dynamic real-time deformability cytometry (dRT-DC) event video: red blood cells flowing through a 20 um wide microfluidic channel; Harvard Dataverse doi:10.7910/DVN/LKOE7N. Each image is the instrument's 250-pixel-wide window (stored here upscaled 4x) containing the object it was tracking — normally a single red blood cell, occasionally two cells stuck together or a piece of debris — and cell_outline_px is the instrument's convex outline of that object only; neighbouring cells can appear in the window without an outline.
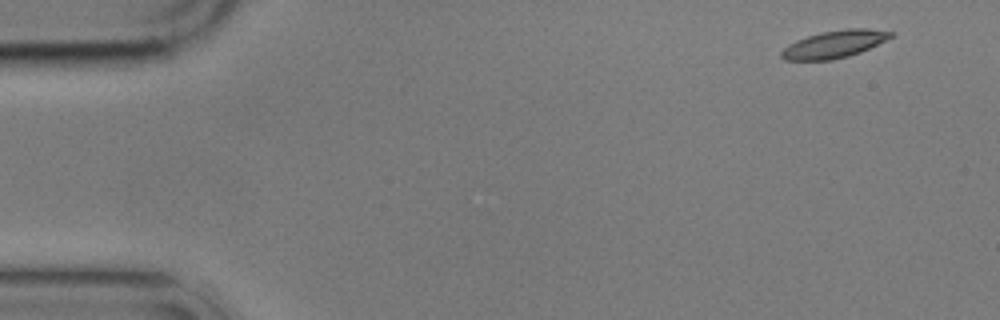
{"species": "common noctule bat (a hibernating species)", "species_latin": "Nyctalus noctula", "temperature_condition": "cold", "stored_images_in_passage": 4, "camera_frame_rate_fps": 3000, "um_per_image_px": 0.085, "animal": {"sex": "male", "body_mass_g": 17.9}, "frame": {"image": 1, "passage_image": 1, "time_ms": 0.0, "image_size_px": [1000, 320], "cell_outline_px": [[896, 32], [892, 36], [860, 52], [848, 56], [832, 60], [784, 60], [780, 56], [780, 52], [788, 44], [796, 40], [820, 32], [844, 28], [864, 28]], "centroid_in_image_um": [70.87, 3.75], "position_along_channel_um": 14.1, "area_um2": 17.4}}
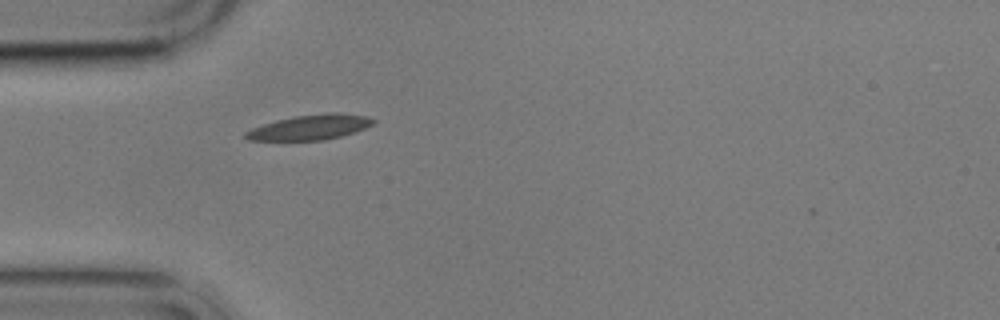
{"frame": {"image": 2, "passage_image": 4, "time_ms": 4.333, "image_size_px": [1000, 320], "cell_outline_px": [[376, 120], [372, 124], [356, 132], [324, 140], [248, 140], [244, 136], [244, 132], [252, 128], [276, 120], [296, 116], [328, 112], [340, 112], [368, 116]], "centroid_in_image_um": [26.38, 10.81], "position_along_channel_um": 58.6, "area_um2": 18.61}}